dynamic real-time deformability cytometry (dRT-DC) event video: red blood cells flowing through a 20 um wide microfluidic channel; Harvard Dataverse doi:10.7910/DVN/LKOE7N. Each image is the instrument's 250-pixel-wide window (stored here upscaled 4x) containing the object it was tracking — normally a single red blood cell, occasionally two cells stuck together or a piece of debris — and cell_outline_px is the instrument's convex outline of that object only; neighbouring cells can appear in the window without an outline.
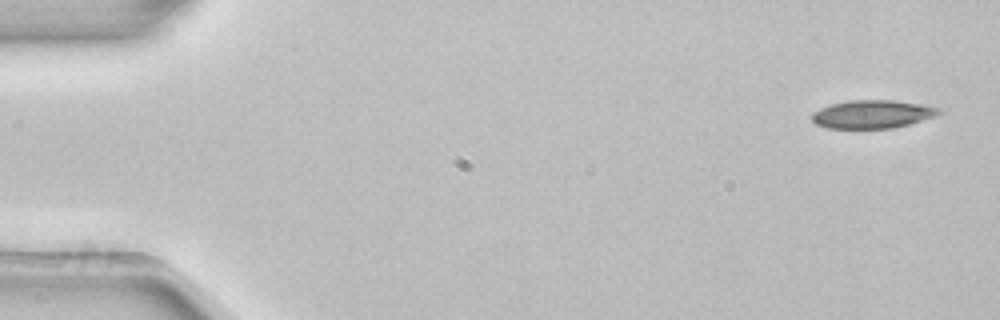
{"species": "common noctule bat (a hibernating species)", "species_latin": "Nyctalus noctula", "temperature_condition": "room temperature", "stored_images_in_passage": 4, "camera_frame_rate_fps": 3000, "um_per_image_px": 0.085, "animal": {"sex": "female", "body_mass_g": 22.7, "forearm_length_mm": 54.2}, "frame": {"image": 1, "passage_image": 1, "time_ms": 0.0, "image_size_px": [1000, 320], "cell_outline_px": [[944, 112], [936, 116], [908, 124], [892, 128], [828, 128], [816, 124], [812, 120], [812, 112], [820, 108], [832, 104], [848, 100], [892, 100], [924, 104], [940, 108]], "centroid_in_image_um": [74.18, 9.7], "position_along_channel_um": 10.8, "area_um2": 20.92}}
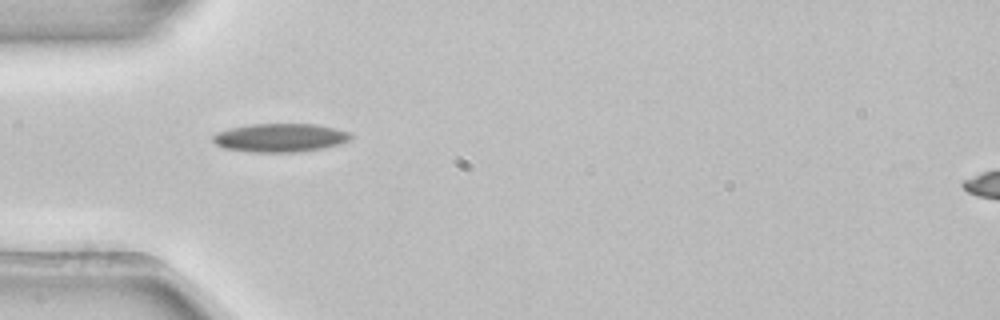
{"frame": {"image": 2, "passage_image": 4, "time_ms": 1.0, "image_size_px": [1000, 320], "cell_outline_px": [[352, 136], [348, 140], [340, 144], [324, 148], [296, 152], [252, 152], [224, 148], [216, 144], [212, 140], [212, 136], [216, 132], [232, 128], [252, 124], [316, 124], [336, 128], [352, 132]], "centroid_in_image_um": [23.84, 11.7], "position_along_channel_um": 61.2, "area_um2": 22.95}}